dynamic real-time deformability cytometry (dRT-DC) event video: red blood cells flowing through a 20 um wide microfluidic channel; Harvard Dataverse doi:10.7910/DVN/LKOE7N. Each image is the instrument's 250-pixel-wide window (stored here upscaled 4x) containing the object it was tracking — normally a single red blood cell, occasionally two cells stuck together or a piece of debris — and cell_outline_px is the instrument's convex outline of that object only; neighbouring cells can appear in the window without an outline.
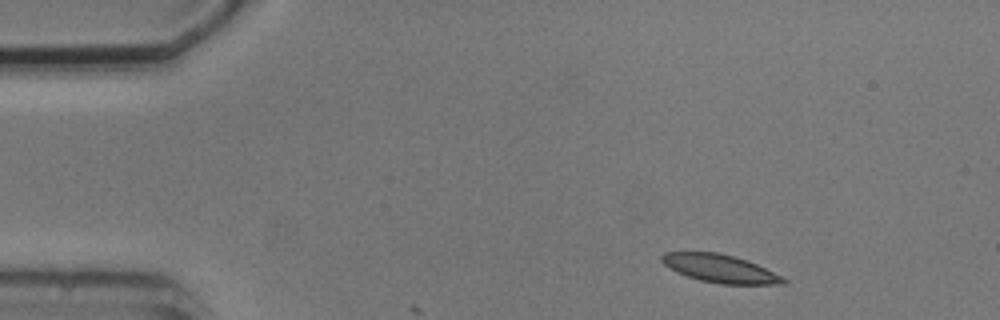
{"species": "common noctule bat (a hibernating species)", "species_latin": "Nyctalus noctula", "temperature_condition": "cold", "stored_images_in_passage": 3, "camera_frame_rate_fps": 3000, "um_per_image_px": 0.085, "animal": {"sex": "male", "body_mass_g": 20.5, "forearm_length_mm": 52.5}, "frame": {"image": 1, "passage_image": 1, "time_ms": 0.0, "image_size_px": [1000, 320], "cell_outline_px": [[788, 284], [720, 284], [700, 280], [676, 272], [664, 264], [660, 260], [660, 256], [664, 252], [716, 252], [748, 260], [788, 280]], "centroid_in_image_um": [61.18, 22.82], "position_along_channel_um": 23.8, "area_um2": 19.71}}
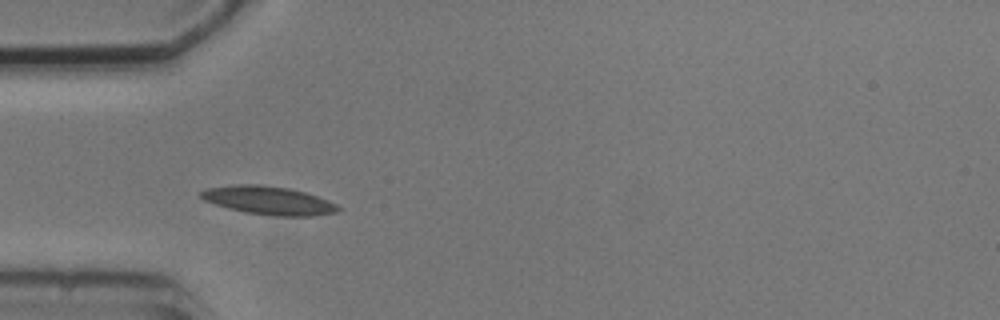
{"frame": {"image": 2, "passage_image": 3, "time_ms": 3.0, "image_size_px": [1000, 320], "cell_outline_px": [[340, 208], [336, 212], [312, 216], [276, 216], [244, 212], [228, 208], [204, 200], [200, 196], [200, 192], [204, 188], [232, 184], [260, 184], [288, 188], [304, 192], [328, 200], [336, 204]], "centroid_in_image_um": [22.79, 17.03], "position_along_channel_um": 62.2, "area_um2": 22.66}}